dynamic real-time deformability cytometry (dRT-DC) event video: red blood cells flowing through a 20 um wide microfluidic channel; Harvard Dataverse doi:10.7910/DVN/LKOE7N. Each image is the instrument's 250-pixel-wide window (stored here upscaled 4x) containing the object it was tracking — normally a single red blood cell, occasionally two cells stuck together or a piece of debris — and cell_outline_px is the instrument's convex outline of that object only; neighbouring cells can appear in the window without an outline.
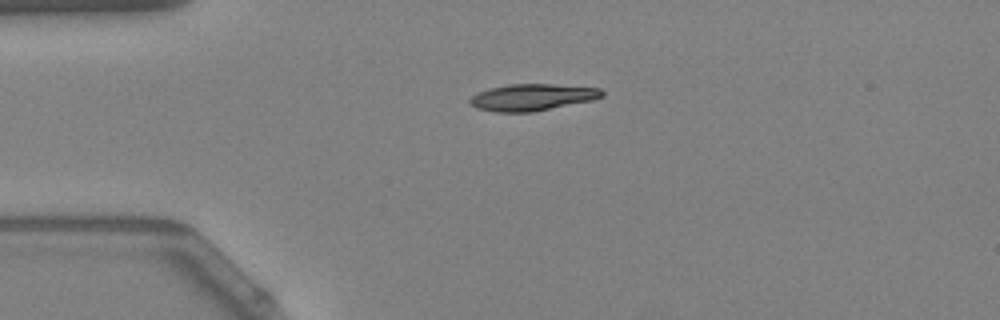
{"species": "Egyptian fruit bat (a non-hibernating species)", "species_latin": "Rousettus aegyptiacus", "temperature_condition": "warm", "stored_images_in_passage": 41, "camera_frame_rate_fps": 3000, "um_per_image_px": 0.085, "animal": {"sex": "female"}, "frame": {"image": 1, "passage_image": 1, "time_ms": 0.0, "image_size_px": [1000, 320], "cell_outline_px": [[604, 96], [592, 100], [532, 112], [496, 112], [476, 108], [468, 100], [472, 96], [480, 92], [492, 88], [508, 84], [552, 84], [600, 88], [604, 92]], "centroid_in_image_um": [45.26, 8.27], "position_along_channel_um": 39.7, "area_um2": 20.35}}
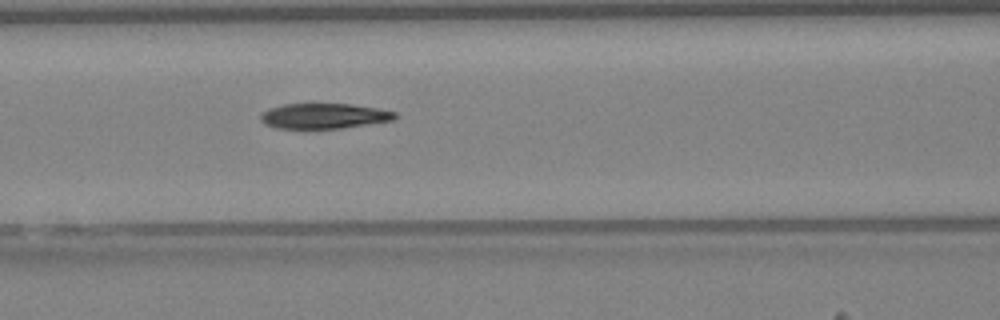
{"frame": {"image": 2, "passage_image": 11, "time_ms": 3.333, "image_size_px": [1000, 320], "cell_outline_px": [[396, 116], [392, 120], [340, 128], [276, 128], [264, 124], [260, 120], [260, 116], [264, 112], [272, 108], [284, 104], [352, 104], [376, 108], [396, 112]], "centroid_in_image_um": [27.52, 9.86], "position_along_channel_um": 139.1, "area_um2": 19.42}}
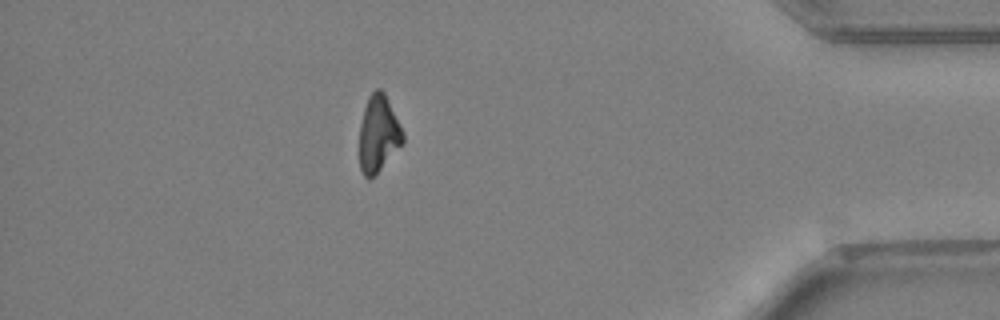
{"frame": {"image": 3, "passage_image": 35, "time_ms": 11.333, "image_size_px": [1000, 320], "cell_outline_px": [[404, 144], [368, 180], [364, 176], [360, 168], [360, 124], [364, 108], [368, 96], [376, 88], [380, 88], [384, 92], [404, 132]], "centroid_in_image_um": [32.18, 11.35], "position_along_channel_um": 403.0, "area_um2": 19.31}, "authors_computed_cell_mechanics": {"area_um2": 20.4612, "velocity_mm_per_s": 3.8454, "shape_relaxation_time_tau1_ms": 7.8248, "shape_relaxation_time_tau2_ms": 8.8557, "deformation_change_tau1": 0.2067, "deformation_change_tau2": 0.1523}}